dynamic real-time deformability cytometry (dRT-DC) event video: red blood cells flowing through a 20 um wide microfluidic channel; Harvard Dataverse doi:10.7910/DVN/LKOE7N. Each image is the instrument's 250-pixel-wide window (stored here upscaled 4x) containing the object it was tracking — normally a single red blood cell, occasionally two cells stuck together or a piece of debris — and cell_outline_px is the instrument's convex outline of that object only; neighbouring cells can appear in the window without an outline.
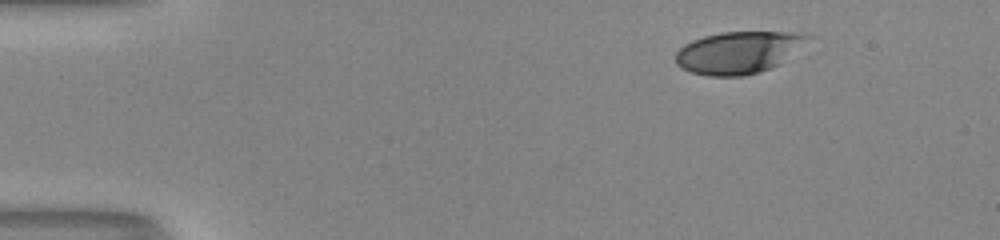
{"species": "human", "species_latin": "Homo sapiens", "temperature_condition": "room temperature", "stored_images_in_passage": 47, "camera_frame_rate_fps": 3000, "um_per_image_px": 0.085, "donor": {"sex": "male"}, "frame": {"image": 1, "passage_image": 1, "time_ms": 0.0, "image_size_px": [1000, 240], "cell_outline_px": [[816, 36], [780, 64], [760, 72], [744, 76], [708, 76], [692, 72], [676, 64], [676, 52], [684, 44], [692, 40], [704, 36], [720, 32], [808, 32]], "centroid_in_image_um": [62.86, 4.44], "position_along_channel_um": 22.1, "area_um2": 32.83}}
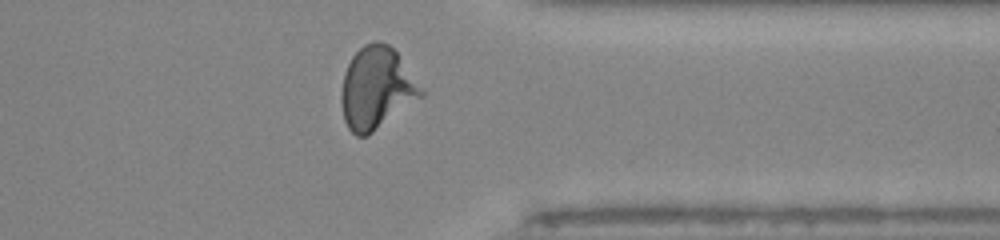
{"frame": {"image": 2, "passage_image": 36, "time_ms": 11.667, "image_size_px": [1000, 240], "cell_outline_px": [[424, 96], [368, 136], [356, 136], [348, 128], [344, 120], [340, 100], [340, 92], [344, 72], [352, 56], [364, 44], [372, 40], [376, 40], [388, 44], [396, 52], [424, 92]], "centroid_in_image_um": [31.97, 7.51], "position_along_channel_um": 379.4, "area_um2": 38.15}}
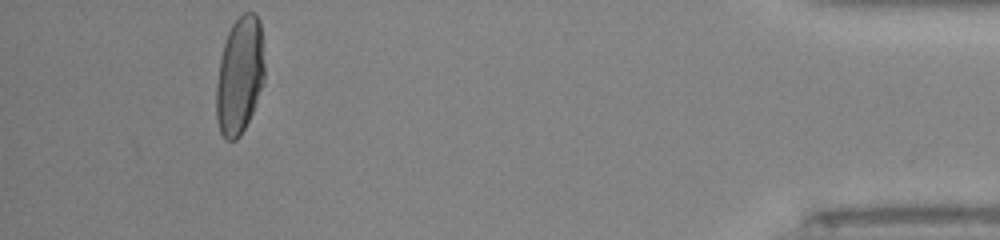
{"frame": {"image": 3, "passage_image": 43, "time_ms": 14.0, "image_size_px": [1000, 240], "cell_outline_px": [[264, 80], [252, 112], [240, 136], [236, 140], [224, 140], [220, 132], [216, 120], [216, 84], [220, 60], [224, 44], [228, 32], [232, 24], [244, 12], [256, 12], [260, 20], [264, 64]], "centroid_in_image_um": [20.36, 6.42], "position_along_channel_um": 414.8, "area_um2": 33.0}, "authors_computed_cell_mechanics": {"area_um2": 35.0846, "velocity_mm_per_s": 4.0137, "shape_relaxation_time_tau1_ms": 4.2271, "shape_relaxation_time_tau2_ms": 0.9207, "deformation_change_tau1": 0.1911, "deformation_change_tau2": 0.0703}}